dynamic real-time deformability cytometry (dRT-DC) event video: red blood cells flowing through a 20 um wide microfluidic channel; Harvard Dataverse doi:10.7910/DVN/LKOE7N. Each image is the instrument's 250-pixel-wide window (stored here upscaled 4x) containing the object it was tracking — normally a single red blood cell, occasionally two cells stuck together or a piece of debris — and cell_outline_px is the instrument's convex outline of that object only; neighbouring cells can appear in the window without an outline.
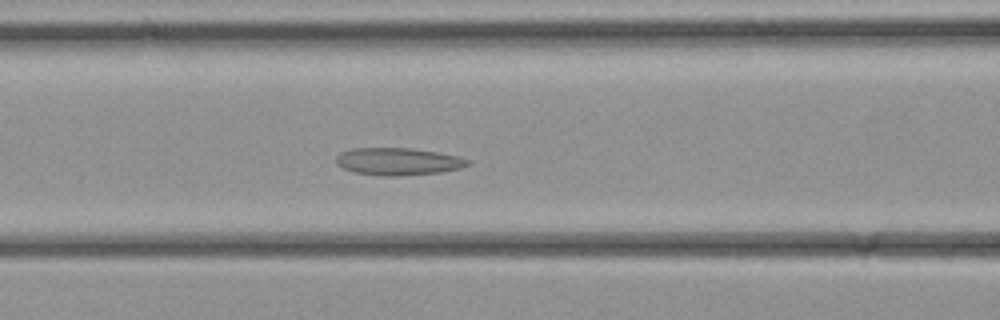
{"species": "common noctule bat (a hibernating species)", "species_latin": "Nyctalus noctula", "temperature_condition": "cold", "stored_images_in_passage": 30, "camera_frame_rate_fps": 3000, "um_per_image_px": 0.085, "animal": {"sex": "female", "body_mass_g": 21.9}, "frame": {"image": 1, "passage_image": 14, "time_ms": 4.333, "image_size_px": [1000, 320], "cell_outline_px": [[468, 164], [460, 168], [440, 172], [396, 176], [380, 176], [352, 172], [336, 164], [336, 156], [340, 152], [352, 148], [412, 148], [460, 156], [468, 160]], "centroid_in_image_um": [33.78, 13.72], "position_along_channel_um": 132.8, "area_um2": 20.98}}
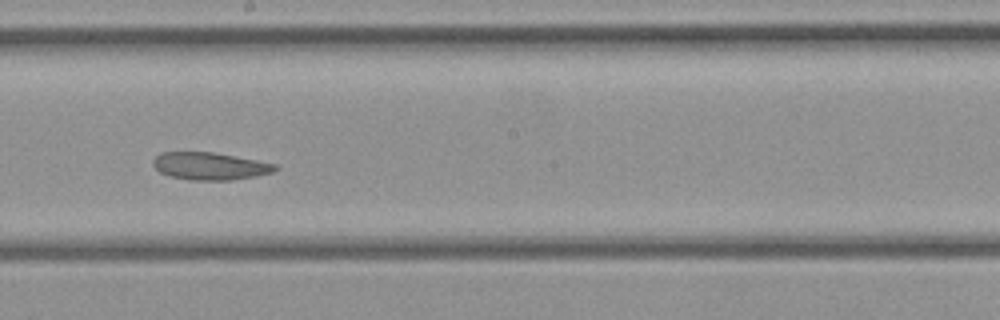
{"frame": {"image": 2, "passage_image": 19, "time_ms": 6.0, "image_size_px": [1000, 320], "cell_outline_px": [[280, 168], [272, 172], [256, 176], [232, 180], [188, 180], [168, 176], [160, 172], [152, 164], [152, 160], [160, 152], [212, 152], [256, 160], [276, 164]], "centroid_in_image_um": [17.82, 14.12], "position_along_channel_um": 230.4, "area_um2": 19.59}}
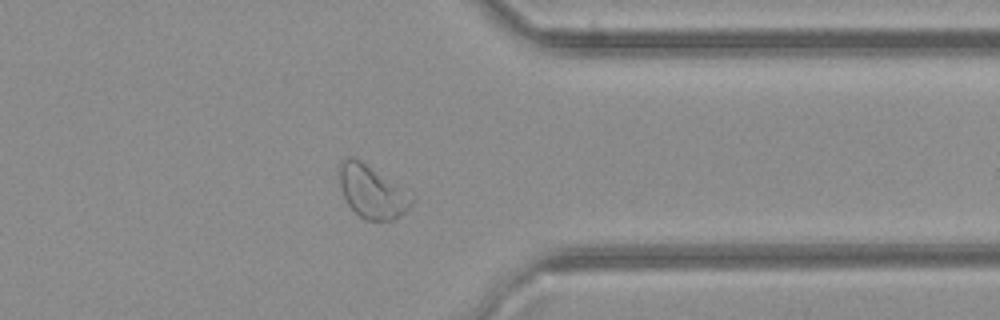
{"frame": {"image": 3, "passage_image": 27, "time_ms": 8.667, "image_size_px": [1000, 320], "cell_outline_px": [[416, 196], [412, 204], [404, 212], [392, 220], [364, 220], [348, 204], [340, 188], [340, 164], [348, 156], [356, 156], [416, 192]], "centroid_in_image_um": [31.72, 16.24], "position_along_channel_um": 379.7, "area_um2": 23.18}}